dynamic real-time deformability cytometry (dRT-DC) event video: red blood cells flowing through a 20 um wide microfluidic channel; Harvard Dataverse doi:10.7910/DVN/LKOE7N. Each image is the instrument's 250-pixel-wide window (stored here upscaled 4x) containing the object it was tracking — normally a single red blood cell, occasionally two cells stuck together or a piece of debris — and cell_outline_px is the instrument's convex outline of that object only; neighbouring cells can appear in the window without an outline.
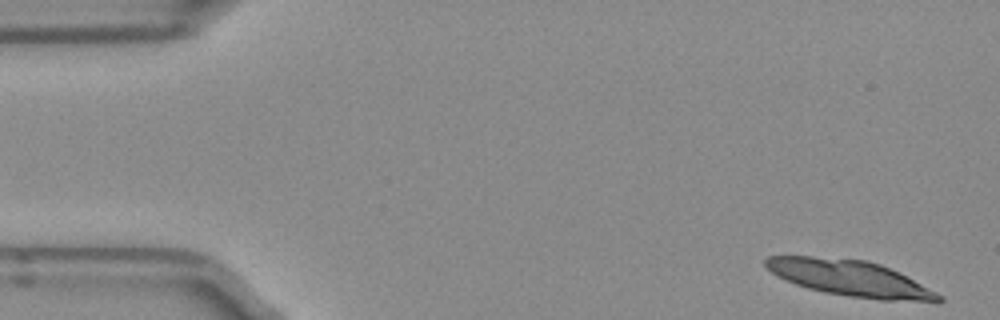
{"species": "Egyptian fruit bat (a non-hibernating species)", "species_latin": "Rousettus aegyptiacus", "temperature_condition": "room temperature", "stored_images_in_passage": 9, "segment_of_instrument_passage": [1, 2], "camera_frame_rate_fps": 3000, "um_per_image_px": 0.085, "frame": {"image": 1, "passage_image": 1, "time_ms": 0.0, "image_size_px": [1000, 320], "cell_outline_px": [[944, 300], [940, 304], [936, 304], [880, 300], [848, 296], [824, 292], [808, 288], [796, 284], [776, 276], [764, 264], [764, 260], [768, 256], [812, 256], [864, 260], [880, 264], [944, 296]], "centroid_in_image_um": [72.32, 23.69], "position_along_channel_um": 12.7, "area_um2": 36.24}}